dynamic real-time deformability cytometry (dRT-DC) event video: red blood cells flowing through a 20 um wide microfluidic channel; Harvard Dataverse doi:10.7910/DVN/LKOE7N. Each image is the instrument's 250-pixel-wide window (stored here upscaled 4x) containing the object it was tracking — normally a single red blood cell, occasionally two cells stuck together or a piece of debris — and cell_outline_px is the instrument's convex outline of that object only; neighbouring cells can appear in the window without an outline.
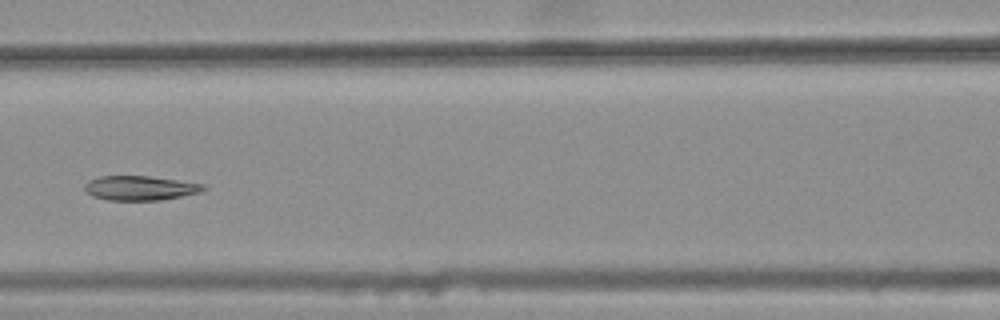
{"species": "common noctule bat (a hibernating species)", "species_latin": "Nyctalus noctula", "temperature_condition": "warm", "stored_images_in_passage": 6, "camera_frame_rate_fps": 3000, "um_per_image_px": 0.085, "animal": {"sex": "female", "body_mass_g": 25.1}, "frame": {"image": 1, "passage_image": 6, "time_ms": 1.667, "image_size_px": [1000, 320], "cell_outline_px": [[208, 188], [200, 192], [160, 200], [108, 200], [92, 196], [84, 192], [84, 184], [88, 180], [100, 176], [148, 176], [204, 184]], "centroid_in_image_um": [11.86, 15.98], "position_along_channel_um": 154.7, "area_um2": 16.94}}